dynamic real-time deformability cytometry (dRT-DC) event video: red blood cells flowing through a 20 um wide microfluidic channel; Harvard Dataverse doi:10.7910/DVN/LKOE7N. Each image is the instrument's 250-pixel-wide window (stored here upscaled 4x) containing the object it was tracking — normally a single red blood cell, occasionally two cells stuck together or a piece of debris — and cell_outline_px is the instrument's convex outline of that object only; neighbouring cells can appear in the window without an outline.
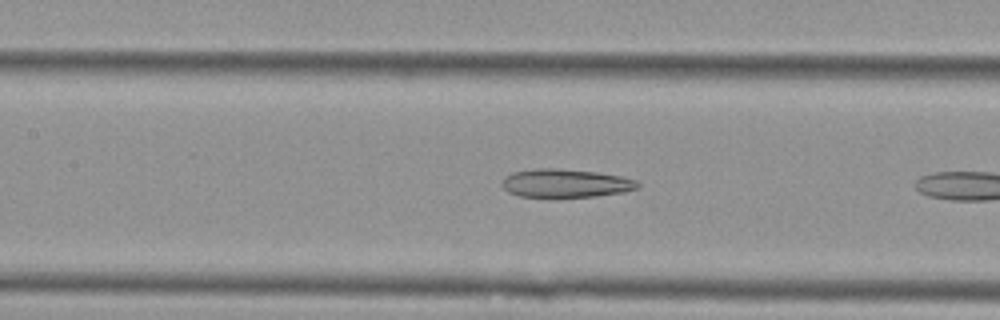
{"species": "Egyptian fruit bat (a non-hibernating species)", "species_latin": "Rousettus aegyptiacus", "temperature_condition": "cold", "stored_images_in_passage": 28, "camera_frame_rate_fps": 3000, "um_per_image_px": 0.085, "animal": {"sex": "female"}, "frame": {"image": 1, "passage_image": 9, "time_ms": 2.667, "image_size_px": [1000, 320], "cell_outline_px": [[640, 184], [636, 188], [624, 192], [596, 196], [556, 200], [552, 200], [520, 196], [508, 192], [504, 188], [504, 176], [512, 172], [536, 168], [556, 168], [596, 172], [620, 176], [636, 180]], "centroid_in_image_um": [48.04, 15.62], "position_along_channel_um": 159.4, "area_um2": 23.24}}
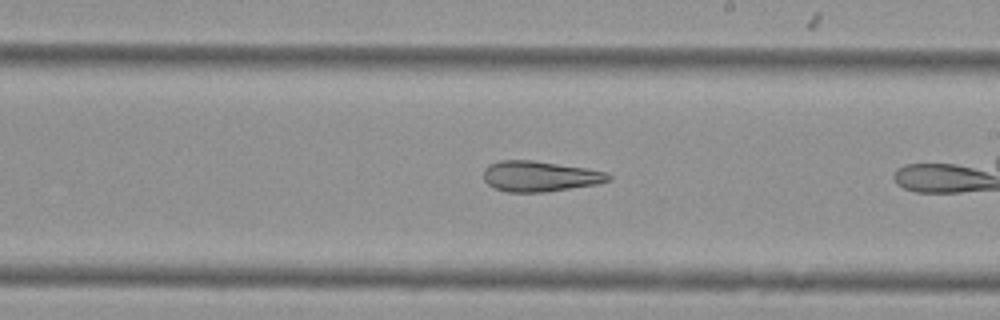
{"frame": {"image": 2, "passage_image": 16, "time_ms": 5.0, "image_size_px": [1000, 320], "cell_outline_px": [[612, 180], [596, 184], [544, 192], [508, 192], [496, 188], [488, 184], [484, 180], [484, 168], [488, 164], [500, 160], [532, 160], [584, 168], [604, 172], [612, 176]], "centroid_in_image_um": [45.85, 14.98], "position_along_channel_um": 243.2, "area_um2": 22.02}}